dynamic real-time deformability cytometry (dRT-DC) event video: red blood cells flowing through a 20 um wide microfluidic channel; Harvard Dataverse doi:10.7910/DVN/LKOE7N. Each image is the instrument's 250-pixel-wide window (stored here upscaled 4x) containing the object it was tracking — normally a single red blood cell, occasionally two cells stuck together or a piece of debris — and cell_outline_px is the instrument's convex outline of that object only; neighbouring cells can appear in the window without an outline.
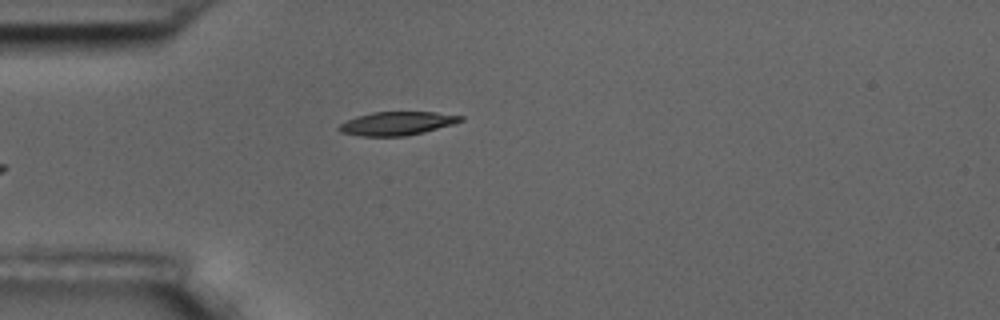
{"species": "common noctule bat (a hibernating species)", "species_latin": "Nyctalus noctula", "temperature_condition": "room temperature", "stored_images_in_passage": 4, "camera_frame_rate_fps": 3000, "um_per_image_px": 0.085, "animal": {"sex": "male", "body_mass_g": 17.5, "forearm_length_mm": 52.3}, "frame": {"image": 1, "passage_image": 4, "time_ms": 3.333, "image_size_px": [1000, 320], "cell_outline_px": [[464, 120], [452, 124], [424, 132], [404, 136], [360, 136], [340, 132], [336, 128], [340, 124], [356, 116], [372, 112], [436, 112], [464, 116]], "centroid_in_image_um": [33.73, 10.49], "position_along_channel_um": 51.3, "area_um2": 16.65}}